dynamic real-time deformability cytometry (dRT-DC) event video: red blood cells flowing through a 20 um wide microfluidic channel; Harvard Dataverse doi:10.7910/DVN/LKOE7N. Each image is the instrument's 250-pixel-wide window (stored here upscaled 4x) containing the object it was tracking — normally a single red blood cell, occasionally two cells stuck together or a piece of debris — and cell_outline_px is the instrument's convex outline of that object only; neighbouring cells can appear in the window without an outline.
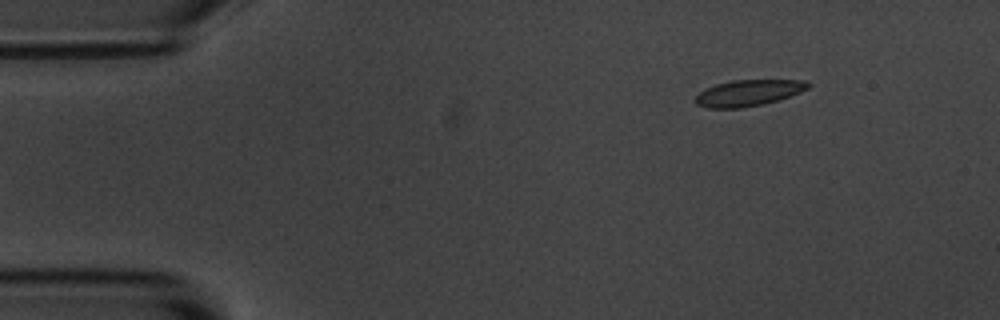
{"species": "common noctule bat (a hibernating species)", "species_latin": "Nyctalus noctula", "temperature_condition": "room temperature", "stored_images_in_passage": 9, "camera_frame_rate_fps": 3000, "um_per_image_px": 0.085, "animal": {"sex": "male", "body_mass_g": 20.1, "forearm_length_mm": 53.5}, "frame": {"image": 1, "passage_image": 2, "time_ms": 1.333, "image_size_px": [1000, 320], "cell_outline_px": [[812, 84], [808, 88], [800, 92], [764, 104], [740, 108], [708, 108], [696, 104], [692, 100], [704, 88], [716, 84], [732, 80], [804, 80]], "centroid_in_image_um": [63.57, 7.89], "position_along_channel_um": 21.4, "area_um2": 17.22}}
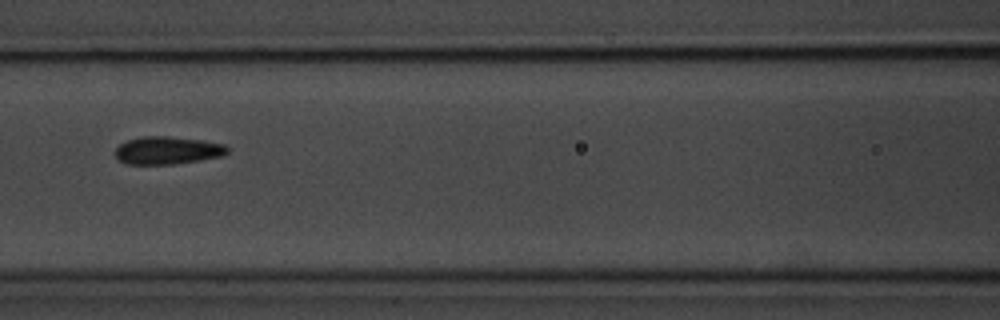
{"frame": {"image": 2, "passage_image": 7, "time_ms": 7.0, "image_size_px": [1000, 320], "cell_outline_px": [[228, 152], [224, 156], [200, 160], [172, 164], [128, 164], [120, 160], [116, 156], [116, 148], [120, 144], [128, 140], [140, 136], [168, 136], [204, 140], [224, 144], [228, 148]], "centroid_in_image_um": [14.27, 12.77], "position_along_channel_um": 152.3, "area_um2": 18.15}}
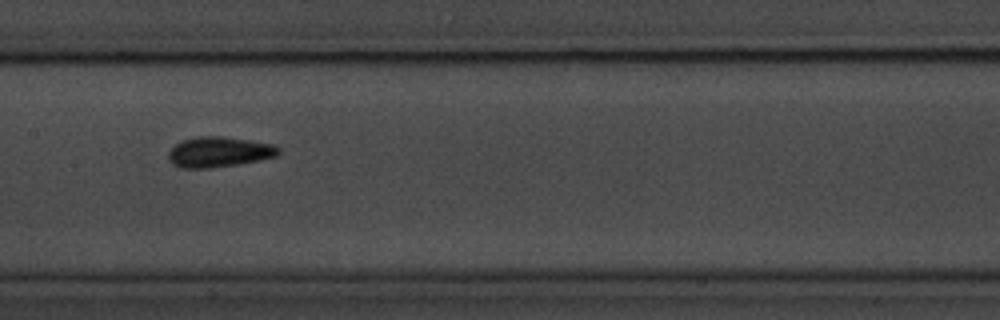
{"frame": {"image": 3, "passage_image": 8, "time_ms": 8.0, "image_size_px": [1000, 320], "cell_outline_px": [[280, 152], [276, 156], [260, 160], [236, 164], [208, 168], [180, 168], [172, 164], [168, 160], [168, 152], [176, 144], [184, 140], [196, 136], [224, 136], [272, 144], [280, 148]], "centroid_in_image_um": [18.59, 12.92], "position_along_channel_um": 188.8, "area_um2": 19.42}}